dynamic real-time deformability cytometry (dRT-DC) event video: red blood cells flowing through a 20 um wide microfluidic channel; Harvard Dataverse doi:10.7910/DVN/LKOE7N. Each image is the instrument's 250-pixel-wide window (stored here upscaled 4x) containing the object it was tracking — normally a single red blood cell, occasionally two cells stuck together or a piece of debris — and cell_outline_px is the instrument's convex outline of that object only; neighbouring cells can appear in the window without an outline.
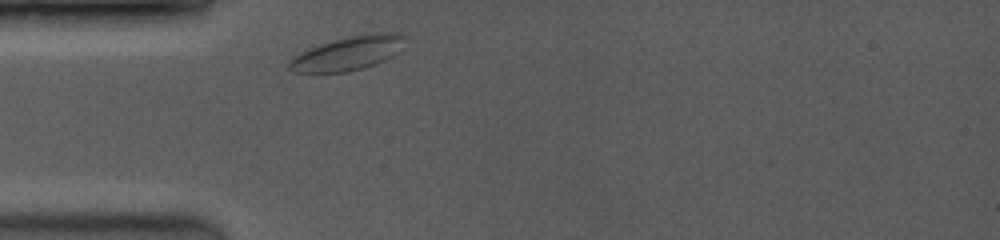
{"species": "common noctule bat (a hibernating species)", "species_latin": "Nyctalus noctula", "temperature_condition": "room temperature", "stored_images_in_passage": 1, "camera_frame_rate_fps": 3500, "um_per_image_px": 0.085, "animal": {"sex": "female", "body_mass_g": 19.0, "forearm_length_mm": 53.3}, "frame": {"image": 1, "passage_image": 1, "time_ms": 0.0, "image_size_px": [1000, 240], "cell_outline_px": [[404, 36], [396, 52], [392, 56], [376, 64], [348, 72], [296, 72], [288, 68], [288, 60], [300, 52], [320, 44], [352, 36], [376, 32], [400, 32]], "centroid_in_image_um": [29.53, 4.53], "position_along_channel_um": 55.5, "area_um2": 22.43}}